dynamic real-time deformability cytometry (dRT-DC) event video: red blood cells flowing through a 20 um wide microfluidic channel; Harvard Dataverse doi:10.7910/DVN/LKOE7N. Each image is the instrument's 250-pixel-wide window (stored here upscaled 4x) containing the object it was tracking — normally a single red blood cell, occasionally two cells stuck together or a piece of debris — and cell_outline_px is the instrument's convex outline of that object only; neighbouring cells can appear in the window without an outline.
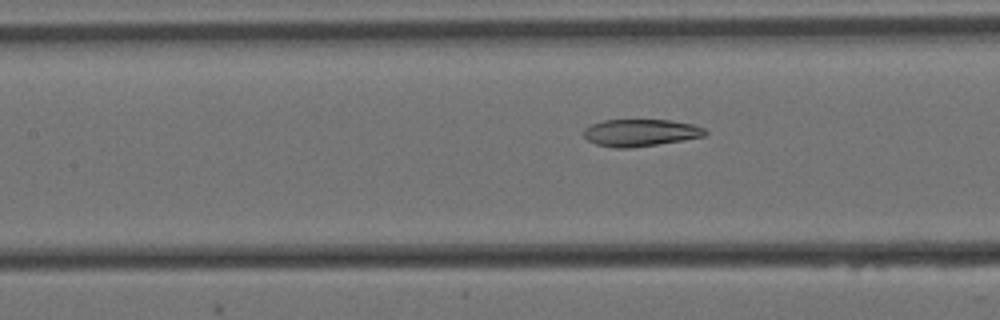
{"species": "Egyptian fruit bat (a non-hibernating species)", "species_latin": "Rousettus aegyptiacus", "temperature_condition": "cold", "stored_images_in_passage": 17, "camera_frame_rate_fps": 3000, "um_per_image_px": 0.085, "animal": {"sex": "female"}, "frame": {"image": 1, "passage_image": 17, "time_ms": 5.333, "image_size_px": [1000, 320], "cell_outline_px": [[708, 132], [704, 136], [684, 140], [632, 148], [616, 148], [596, 144], [588, 140], [584, 136], [584, 128], [592, 124], [604, 120], [668, 120], [692, 124], [704, 128]], "centroid_in_image_um": [54.44, 11.28], "position_along_channel_um": 153.0, "area_um2": 19.13}}